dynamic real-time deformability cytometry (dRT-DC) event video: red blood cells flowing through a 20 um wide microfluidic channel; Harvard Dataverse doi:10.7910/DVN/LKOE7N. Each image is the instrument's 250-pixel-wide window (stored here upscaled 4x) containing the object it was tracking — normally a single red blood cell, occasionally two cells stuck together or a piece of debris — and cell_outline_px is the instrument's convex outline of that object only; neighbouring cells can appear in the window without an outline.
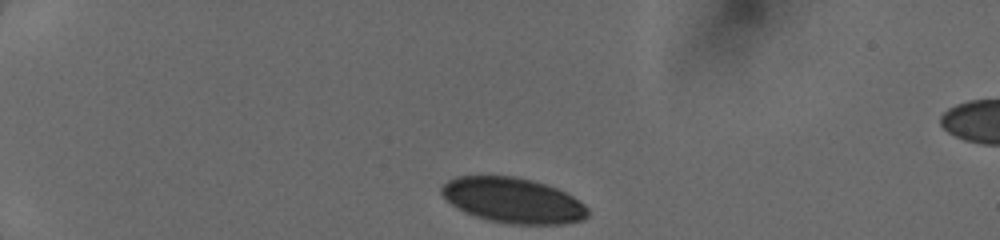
{"species": "human", "species_latin": "Homo sapiens", "temperature_condition": "cold", "stored_images_in_passage": 4, "camera_frame_rate_fps": 3000, "um_per_image_px": 0.085, "donor": {"sex": "female"}, "frame": {"image": 1, "passage_image": 1, "time_ms": 0.0, "image_size_px": [1000, 240], "cell_outline_px": [[588, 216], [584, 220], [564, 224], [508, 224], [488, 220], [464, 212], [456, 208], [440, 192], [440, 188], [448, 180], [456, 176], [516, 176], [532, 180], [556, 188], [572, 196], [584, 204], [588, 208]], "centroid_in_image_um": [43.61, 17.04], "position_along_channel_um": 41.4, "area_um2": 38.61}}
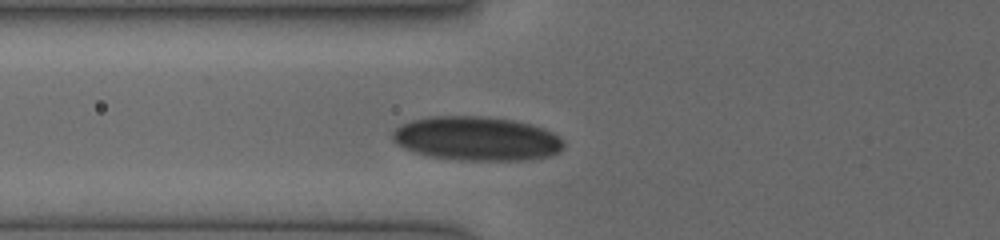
{"frame": {"image": 2, "passage_image": 4, "time_ms": 2.667, "image_size_px": [1000, 240], "cell_outline_px": [[564, 148], [560, 152], [552, 156], [532, 160], [456, 160], [428, 156], [404, 148], [396, 144], [392, 140], [392, 132], [400, 124], [412, 120], [428, 116], [484, 116], [512, 120], [532, 124], [544, 128], [560, 136], [564, 140]], "centroid_in_image_um": [40.55, 11.78], "position_along_channel_um": 85.3, "area_um2": 44.56}}